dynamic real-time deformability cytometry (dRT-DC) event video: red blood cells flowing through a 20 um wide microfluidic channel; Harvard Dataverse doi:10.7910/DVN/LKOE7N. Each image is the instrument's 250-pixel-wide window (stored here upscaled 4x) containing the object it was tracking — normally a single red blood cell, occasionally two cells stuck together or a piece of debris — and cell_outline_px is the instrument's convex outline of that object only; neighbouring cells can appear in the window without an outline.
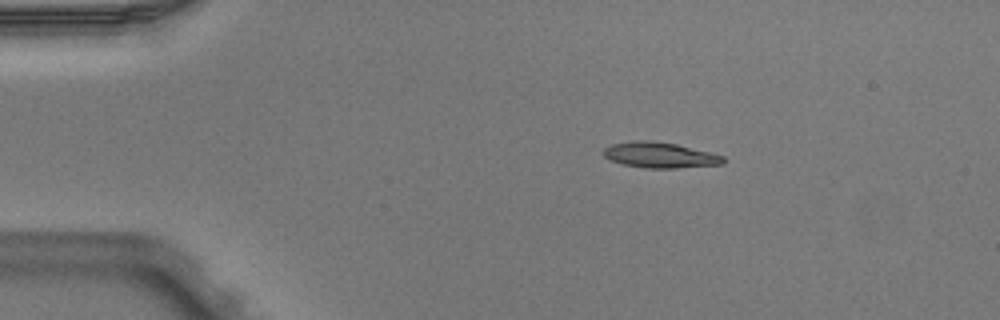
{"species": "Egyptian fruit bat (a non-hibernating species)", "species_latin": "Rousettus aegyptiacus", "temperature_condition": "warm", "stored_images_in_passage": 6, "camera_frame_rate_fps": 3000, "um_per_image_px": 0.085, "animal": {"sex": "male"}, "frame": {"image": 1, "passage_image": 3, "time_ms": 0.667, "image_size_px": [1000, 320], "cell_outline_px": [[724, 164], [676, 168], [644, 168], [624, 164], [612, 160], [604, 156], [604, 148], [612, 144], [632, 140], [648, 140], [676, 144], [724, 156]], "centroid_in_image_um": [56.08, 13.18], "position_along_channel_um": 28.9, "area_um2": 17.69}}
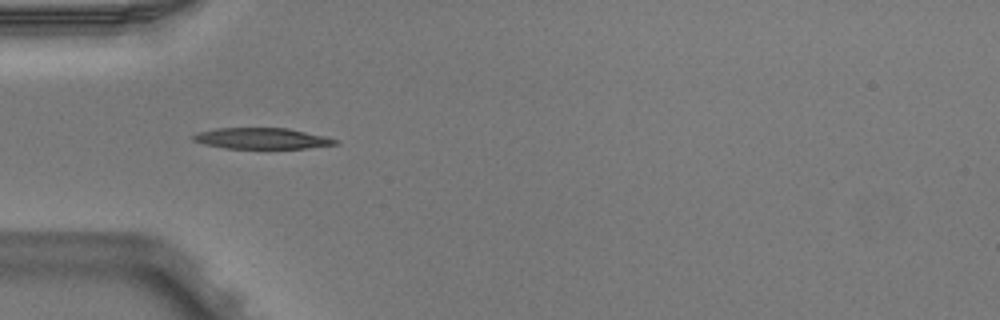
{"frame": {"image": 2, "passage_image": 5, "time_ms": 1.333, "image_size_px": [1000, 320], "cell_outline_px": [[340, 144], [308, 148], [224, 148], [204, 144], [192, 140], [192, 136], [196, 132], [216, 128], [288, 128], [328, 136], [340, 140]], "centroid_in_image_um": [22.31, 11.76], "position_along_channel_um": 62.7, "area_um2": 17.63}}
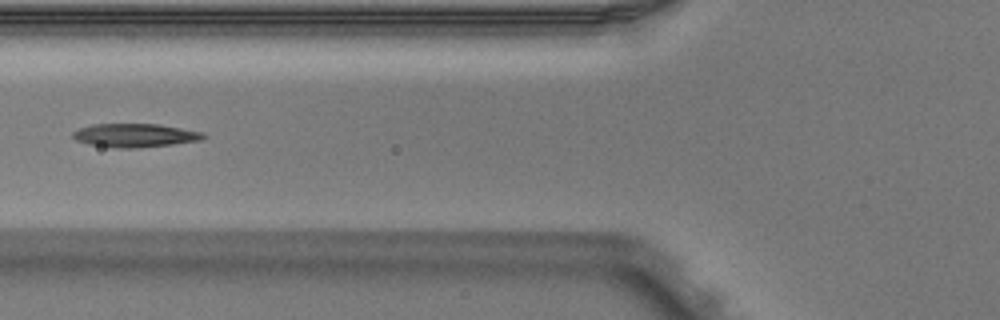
{"frame": {"image": 3, "passage_image": 6, "time_ms": 1.667, "image_size_px": [1000, 320], "cell_outline_px": [[208, 136], [200, 140], [172, 144], [136, 148], [116, 148], [88, 144], [76, 140], [72, 136], [72, 132], [80, 128], [92, 124], [156, 124], [204, 132]], "centroid_in_image_um": [11.46, 11.51], "position_along_channel_um": 114.3, "area_um2": 17.86}}